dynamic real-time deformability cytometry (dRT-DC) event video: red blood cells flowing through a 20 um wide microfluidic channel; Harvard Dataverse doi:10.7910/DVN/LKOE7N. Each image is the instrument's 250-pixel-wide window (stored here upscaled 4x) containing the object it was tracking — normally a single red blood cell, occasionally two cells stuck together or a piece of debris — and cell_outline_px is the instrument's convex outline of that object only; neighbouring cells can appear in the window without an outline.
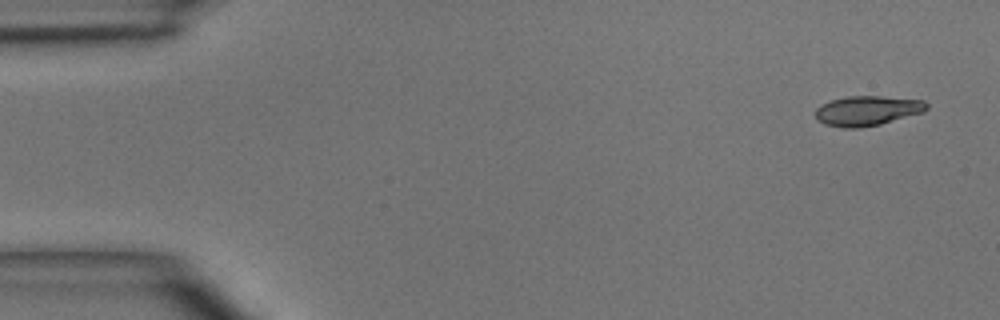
{"species": "common noctule bat (a hibernating species)", "species_latin": "Nyctalus noctula", "temperature_condition": "room temperature", "stored_images_in_passage": 6, "camera_frame_rate_fps": 3000, "um_per_image_px": 0.085, "animal": {"sex": "male", "body_mass_g": 15.6}, "frame": {"image": 1, "passage_image": 1, "time_ms": 0.0, "image_size_px": [1000, 320], "cell_outline_px": [[928, 108], [924, 112], [880, 124], [856, 128], [844, 128], [824, 124], [816, 116], [816, 108], [820, 104], [844, 96], [880, 96], [924, 100], [928, 104]], "centroid_in_image_um": [73.73, 9.4], "position_along_channel_um": 11.3, "area_um2": 19.31}}
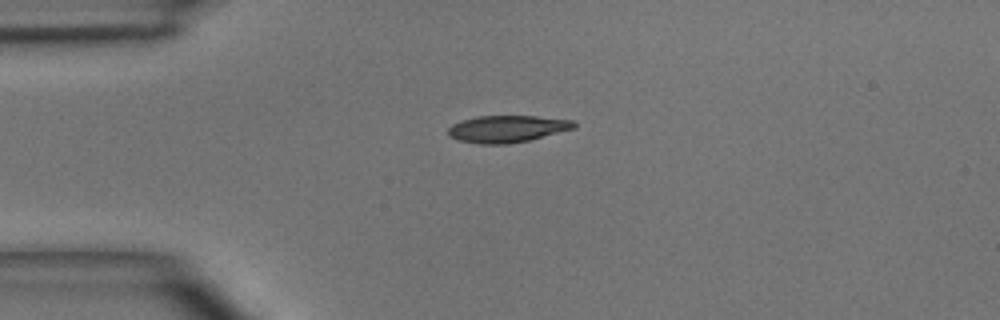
{"frame": {"image": 2, "passage_image": 3, "time_ms": 3.0, "image_size_px": [1000, 320], "cell_outline_px": [[576, 128], [528, 140], [508, 144], [480, 144], [460, 140], [448, 136], [448, 128], [452, 124], [460, 120], [476, 116], [536, 116], [572, 120], [576, 124]], "centroid_in_image_um": [43.08, 10.95], "position_along_channel_um": 41.9, "area_um2": 19.77}}